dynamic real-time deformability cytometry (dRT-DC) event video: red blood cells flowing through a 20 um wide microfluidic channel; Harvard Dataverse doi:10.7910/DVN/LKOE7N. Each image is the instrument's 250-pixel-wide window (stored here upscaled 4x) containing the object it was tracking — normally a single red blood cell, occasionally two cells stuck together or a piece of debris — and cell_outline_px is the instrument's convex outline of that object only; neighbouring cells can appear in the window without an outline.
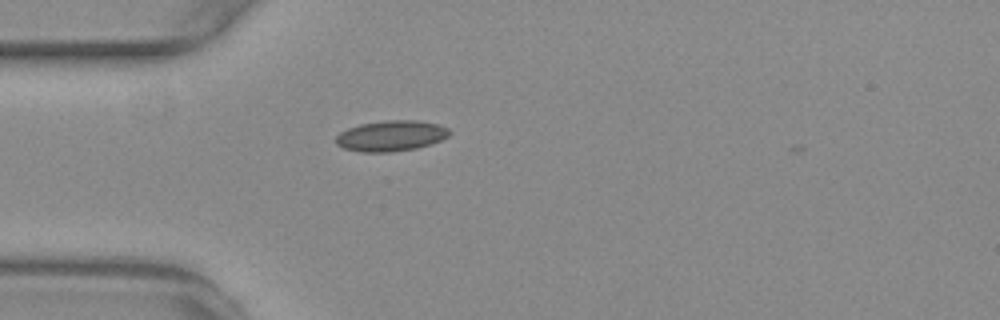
{"species": "common noctule bat (a hibernating species)", "species_latin": "Nyctalus noctula", "temperature_condition": "warm", "stored_images_in_passage": 2, "camera_frame_rate_fps": 3000, "um_per_image_px": 0.085, "animal": {"sex": "female", "body_mass_g": 29.2, "forearm_length_mm": 56.3}, "frame": {"image": 1, "passage_image": 1, "time_ms": 0.0, "image_size_px": [1000, 320], "cell_outline_px": [[452, 132], [448, 136], [432, 144], [416, 148], [392, 152], [360, 152], [344, 148], [336, 144], [336, 136], [340, 132], [348, 128], [360, 124], [384, 120], [416, 120], [436, 124], [448, 128]], "centroid_in_image_um": [33.23, 11.55], "position_along_channel_um": 51.8, "area_um2": 20.35}}